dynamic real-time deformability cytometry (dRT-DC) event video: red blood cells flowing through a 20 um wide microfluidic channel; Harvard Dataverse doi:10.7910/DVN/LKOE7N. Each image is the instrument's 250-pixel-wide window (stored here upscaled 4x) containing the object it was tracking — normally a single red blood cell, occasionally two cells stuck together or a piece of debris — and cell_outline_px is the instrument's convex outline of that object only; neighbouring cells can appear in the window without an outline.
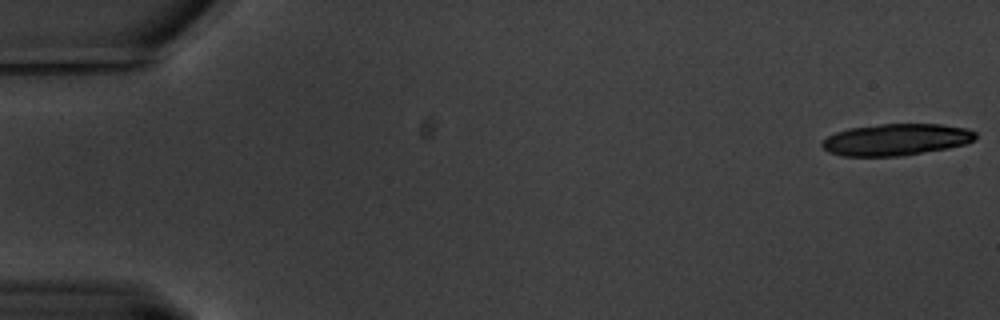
{"species": "common noctule bat (a hibernating species)", "species_latin": "Nyctalus noctula", "temperature_condition": "warm", "stored_images_in_passage": 21, "camera_frame_rate_fps": 3000, "um_per_image_px": 0.085, "animal": {"sex": "male", "body_mass_g": 20.1, "forearm_length_mm": 53.5}, "frame": {"image": 1, "passage_image": 1, "time_ms": 0.0, "image_size_px": [1000, 320], "cell_outline_px": [[976, 136], [972, 140], [964, 144], [948, 148], [900, 156], [844, 156], [828, 152], [820, 144], [828, 136], [836, 132], [848, 128], [880, 124], [940, 124], [968, 128], [976, 132]], "centroid_in_image_um": [76.16, 11.86], "position_along_channel_um": 8.8, "area_um2": 28.26}}